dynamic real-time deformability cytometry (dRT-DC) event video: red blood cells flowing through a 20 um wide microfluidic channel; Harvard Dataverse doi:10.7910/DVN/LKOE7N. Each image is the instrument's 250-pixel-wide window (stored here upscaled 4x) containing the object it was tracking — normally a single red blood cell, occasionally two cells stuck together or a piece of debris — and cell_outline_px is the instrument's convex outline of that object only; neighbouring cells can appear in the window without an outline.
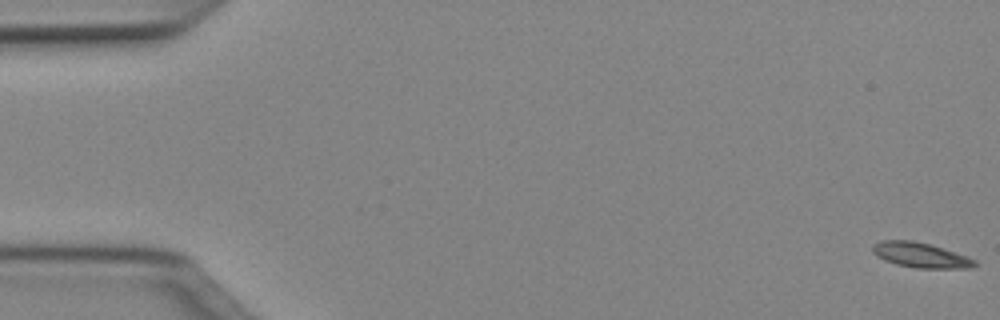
{"species": "Egyptian fruit bat (a non-hibernating species)", "species_latin": "Rousettus aegyptiacus", "temperature_condition": "cold", "stored_images_in_passage": 51, "camera_frame_rate_fps": 3000, "um_per_image_px": 0.085, "animal": {"sex": "female"}, "frame": {"image": 1, "passage_image": 1, "time_ms": 0.0, "image_size_px": [1000, 320], "cell_outline_px": [[976, 264], [972, 268], [916, 268], [896, 264], [884, 260], [876, 256], [872, 252], [872, 244], [880, 240], [912, 240], [932, 244], [968, 256], [976, 260]], "centroid_in_image_um": [78.23, 21.67], "position_along_channel_um": 6.8, "area_um2": 15.14}}
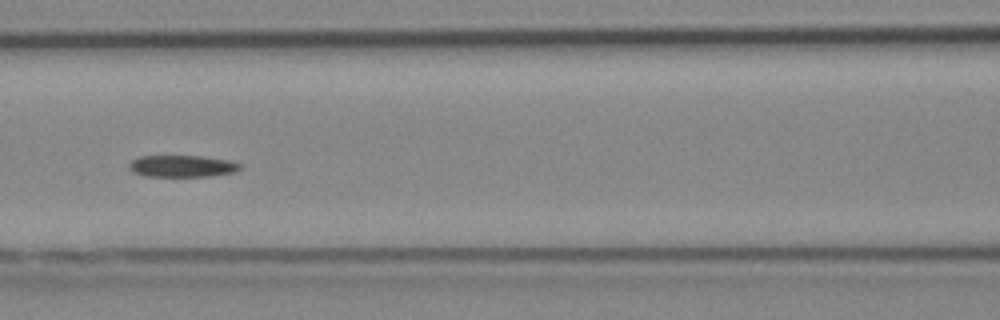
{"frame": {"image": 2, "passage_image": 23, "time_ms": 7.333, "image_size_px": [1000, 320], "cell_outline_px": [[244, 164], [236, 172], [208, 176], [144, 176], [132, 172], [128, 168], [128, 164], [136, 156], [204, 156], [228, 160]], "centroid_in_image_um": [15.47, 14.11], "position_along_channel_um": 151.1, "area_um2": 14.28}}
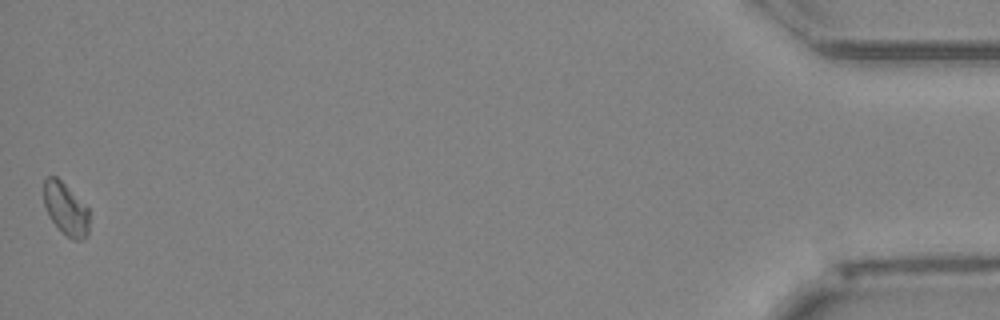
{"frame": {"image": 3, "passage_image": 51, "time_ms": 16.667, "image_size_px": [1000, 320], "cell_outline_px": [[88, 236], [80, 240], [72, 240], [48, 216], [44, 204], [44, 180], [48, 176], [56, 176], [88, 208]], "centroid_in_image_um": [5.58, 17.76], "position_along_channel_um": 429.6, "area_um2": 13.53}}